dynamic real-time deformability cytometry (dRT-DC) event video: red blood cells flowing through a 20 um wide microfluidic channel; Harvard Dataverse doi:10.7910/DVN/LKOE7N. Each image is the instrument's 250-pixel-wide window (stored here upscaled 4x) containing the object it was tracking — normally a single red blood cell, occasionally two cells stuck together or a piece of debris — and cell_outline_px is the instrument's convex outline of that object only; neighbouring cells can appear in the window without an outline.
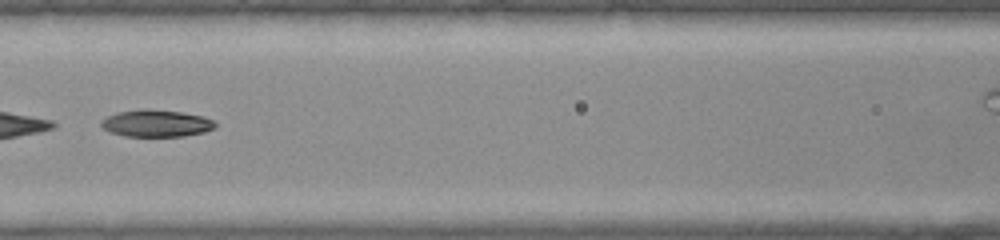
{"species": "common noctule bat (a hibernating species)", "species_latin": "Nyctalus noctula", "temperature_condition": "warm", "stored_images_in_passage": 40, "camera_frame_rate_fps": 3000, "um_per_image_px": 0.085, "animal": {"sex": "female", "body_mass_g": 22.0, "forearm_length_mm": 56.7}, "frame": {"image": 1, "passage_image": 18, "time_ms": 5.667, "image_size_px": [1000, 240], "cell_outline_px": [[216, 128], [204, 132], [184, 136], [124, 136], [112, 132], [104, 128], [100, 124], [108, 116], [120, 112], [140, 108], [144, 108], [180, 112], [204, 116], [212, 120], [216, 124]], "centroid_in_image_um": [13.33, 10.48], "position_along_channel_um": 153.3, "area_um2": 17.8}}
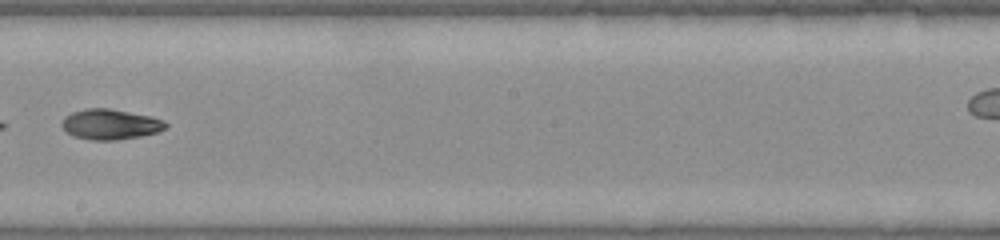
{"frame": {"image": 2, "passage_image": 23, "time_ms": 7.333, "image_size_px": [1000, 240], "cell_outline_px": [[168, 128], [156, 132], [140, 136], [116, 140], [92, 140], [72, 136], [64, 132], [60, 124], [60, 120], [64, 116], [72, 112], [88, 108], [108, 108], [152, 116], [164, 120], [168, 124]], "centroid_in_image_um": [9.34, 10.56], "position_along_channel_um": 238.9, "area_um2": 18.67}}